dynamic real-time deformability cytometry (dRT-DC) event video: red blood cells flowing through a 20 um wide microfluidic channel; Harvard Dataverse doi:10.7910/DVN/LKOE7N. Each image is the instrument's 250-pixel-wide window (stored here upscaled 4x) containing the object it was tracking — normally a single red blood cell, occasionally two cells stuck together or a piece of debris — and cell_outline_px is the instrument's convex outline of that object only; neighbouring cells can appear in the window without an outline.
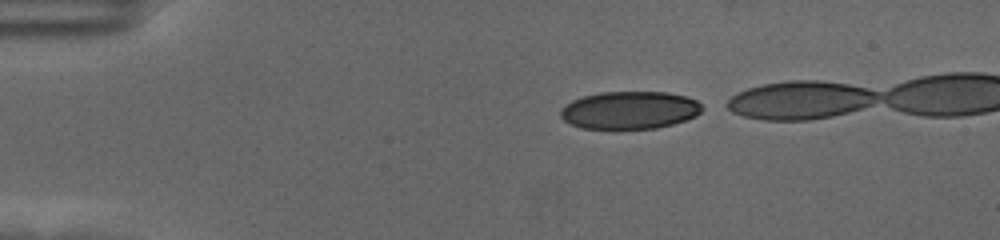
{"species": "human", "species_latin": "Homo sapiens", "temperature_condition": "cold", "stored_images_in_passage": 40, "camera_frame_rate_fps": 3000, "um_per_image_px": 0.085, "donor": {"sex": "female"}, "frame": {"image": 1, "passage_image": 1, "time_ms": 0.0, "image_size_px": [1000, 240], "cell_outline_px": [[704, 108], [696, 116], [672, 124], [656, 128], [580, 128], [564, 120], [560, 116], [560, 108], [564, 104], [572, 100], [584, 96], [600, 92], [668, 92], [688, 96], [696, 100]], "centroid_in_image_um": [53.51, 9.35], "position_along_channel_um": 31.5, "area_um2": 31.1}}
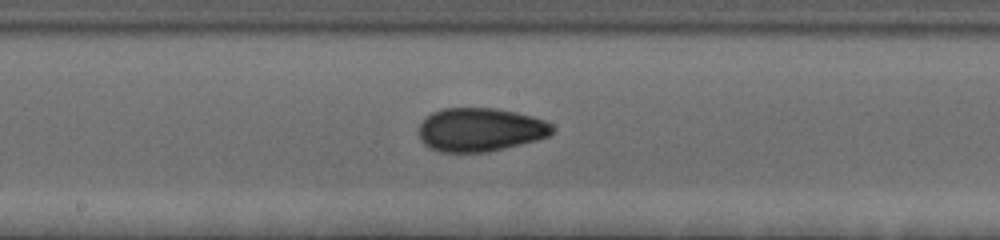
{"frame": {"image": 2, "passage_image": 21, "time_ms": 6.667, "image_size_px": [1000, 240], "cell_outline_px": [[556, 128], [548, 136], [536, 140], [488, 152], [440, 152], [428, 148], [420, 140], [420, 124], [432, 112], [444, 108], [496, 108], [516, 112], [532, 116], [544, 120], [552, 124]], "centroid_in_image_um": [40.82, 11.02], "position_along_channel_um": 207.4, "area_um2": 33.93}}
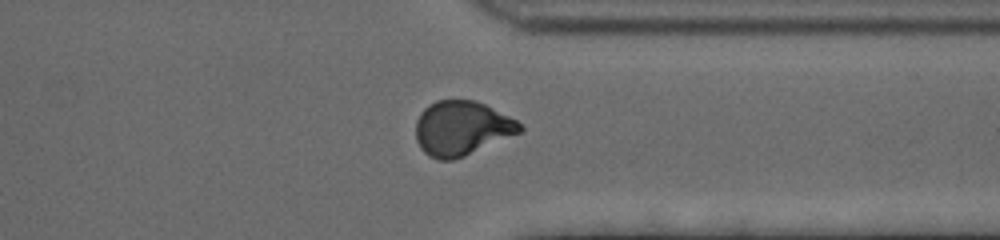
{"frame": {"image": 3, "passage_image": 35, "time_ms": 11.333, "image_size_px": [1000, 240], "cell_outline_px": [[524, 128], [520, 132], [464, 156], [452, 160], [440, 160], [428, 156], [420, 148], [416, 140], [416, 120], [420, 112], [428, 104], [436, 100], [476, 100], [516, 120]], "centroid_in_image_um": [39.19, 10.89], "position_along_channel_um": 372.2, "area_um2": 32.89}}